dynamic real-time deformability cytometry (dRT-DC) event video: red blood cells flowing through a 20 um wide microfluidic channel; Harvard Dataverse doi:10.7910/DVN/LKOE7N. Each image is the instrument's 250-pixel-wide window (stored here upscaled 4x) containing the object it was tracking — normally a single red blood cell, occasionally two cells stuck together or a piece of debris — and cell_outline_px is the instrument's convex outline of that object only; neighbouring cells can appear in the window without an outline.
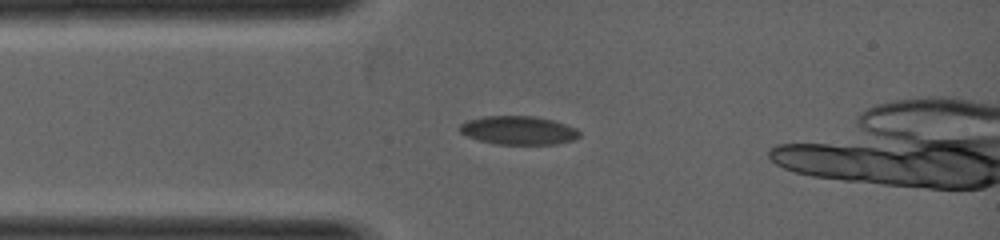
{"species": "common noctule bat (a hibernating species)", "species_latin": "Nyctalus noctula", "temperature_condition": "warm", "stored_images_in_passage": 2, "camera_frame_rate_fps": 5000, "um_per_image_px": 0.085, "animal": {"sex": "female", "body_mass_g": 19.0, "forearm_length_mm": 53.3}, "frame": {"image": 1, "passage_image": 2, "time_ms": 0.8, "image_size_px": [1000, 240], "cell_outline_px": [[580, 136], [572, 140], [556, 144], [496, 144], [480, 140], [468, 136], [460, 132], [460, 124], [468, 120], [484, 116], [536, 116], [552, 120], [576, 128], [580, 132]], "centroid_in_image_um": [44.08, 11.07], "position_along_channel_um": 40.9, "area_um2": 19.77}}